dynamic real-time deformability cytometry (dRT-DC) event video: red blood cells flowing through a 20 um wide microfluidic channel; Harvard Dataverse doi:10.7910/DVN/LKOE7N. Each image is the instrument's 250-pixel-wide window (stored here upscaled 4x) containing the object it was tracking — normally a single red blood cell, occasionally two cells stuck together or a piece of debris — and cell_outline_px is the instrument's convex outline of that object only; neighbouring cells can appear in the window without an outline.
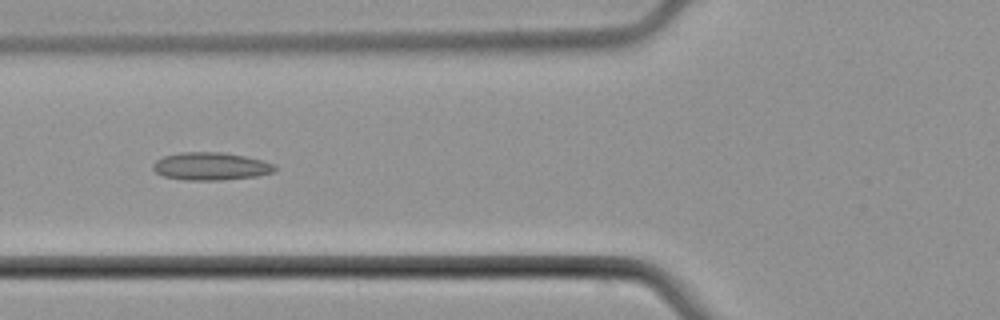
{"species": "common noctule bat (a hibernating species)", "species_latin": "Nyctalus noctula", "temperature_condition": "cold", "stored_images_in_passage": 7, "camera_frame_rate_fps": 3000, "um_per_image_px": 0.085, "animal": {"sex": "male", "body_mass_g": 21.5, "forearm_length_mm": 52.0}, "frame": {"image": 1, "passage_image": 5, "time_ms": 6.0, "image_size_px": [1000, 320], "cell_outline_px": [[276, 168], [272, 172], [256, 176], [220, 180], [188, 180], [164, 176], [156, 172], [152, 168], [152, 164], [156, 160], [164, 156], [180, 152], [224, 152], [244, 156], [260, 160], [272, 164]], "centroid_in_image_um": [17.87, 14.13], "position_along_channel_um": 107.9, "area_um2": 19.48}}
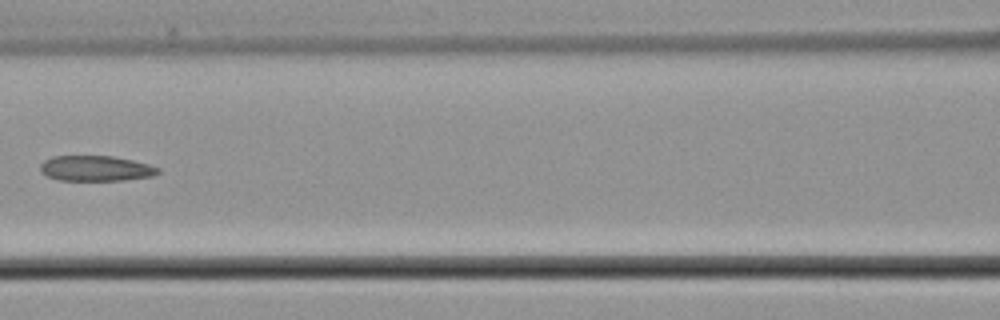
{"frame": {"image": 2, "passage_image": 6, "time_ms": 7.333, "image_size_px": [1000, 320], "cell_outline_px": [[160, 172], [152, 176], [124, 180], [56, 180], [40, 172], [40, 164], [44, 160], [52, 156], [112, 156], [132, 160], [148, 164], [160, 168]], "centroid_in_image_um": [8.12, 14.31], "position_along_channel_um": 158.5, "area_um2": 17.46}}
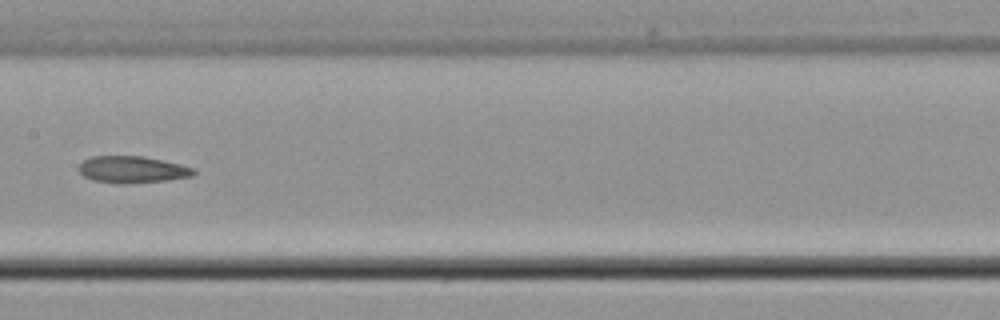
{"frame": {"image": 3, "passage_image": 7, "time_ms": 8.333, "image_size_px": [1000, 320], "cell_outline_px": [[196, 172], [192, 176], [164, 180], [120, 184], [92, 180], [84, 176], [80, 172], [80, 164], [84, 160], [92, 156], [144, 156], [180, 164], [196, 168]], "centroid_in_image_um": [11.26, 14.4], "position_along_channel_um": 196.1, "area_um2": 17.8}}